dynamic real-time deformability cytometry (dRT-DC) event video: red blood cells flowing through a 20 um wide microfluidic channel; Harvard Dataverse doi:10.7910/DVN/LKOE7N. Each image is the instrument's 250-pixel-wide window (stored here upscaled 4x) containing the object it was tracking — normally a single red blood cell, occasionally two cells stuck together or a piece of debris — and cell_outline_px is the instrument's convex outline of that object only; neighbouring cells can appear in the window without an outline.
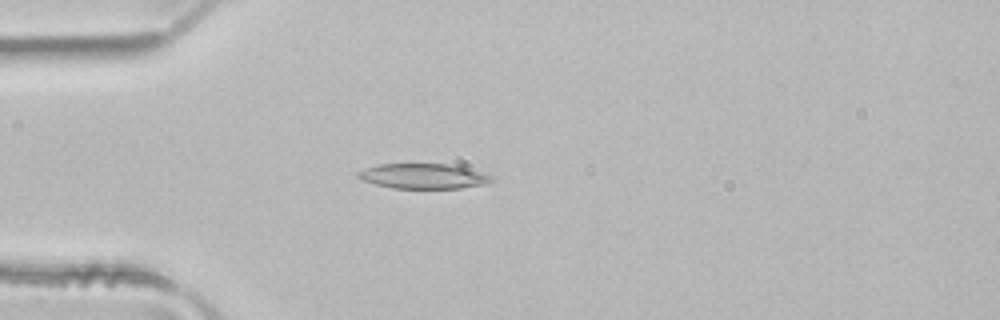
{"species": "common noctule bat (a hibernating species)", "species_latin": "Nyctalus noctula", "temperature_condition": "room temperature", "stored_images_in_passage": 4, "camera_frame_rate_fps": 3000, "um_per_image_px": 0.085, "animal": {"sex": "male", "body_mass_g": 21.5, "forearm_length_mm": 52.0}, "frame": {"image": 1, "passage_image": 4, "time_ms": 1.0, "image_size_px": [1000, 320], "cell_outline_px": [[492, 180], [484, 184], [460, 188], [392, 188], [360, 180], [356, 176], [356, 172], [380, 164], [448, 164], [464, 168], [488, 176]], "centroid_in_image_um": [35.86, 14.98], "position_along_channel_um": 49.1, "area_um2": 18.96}}